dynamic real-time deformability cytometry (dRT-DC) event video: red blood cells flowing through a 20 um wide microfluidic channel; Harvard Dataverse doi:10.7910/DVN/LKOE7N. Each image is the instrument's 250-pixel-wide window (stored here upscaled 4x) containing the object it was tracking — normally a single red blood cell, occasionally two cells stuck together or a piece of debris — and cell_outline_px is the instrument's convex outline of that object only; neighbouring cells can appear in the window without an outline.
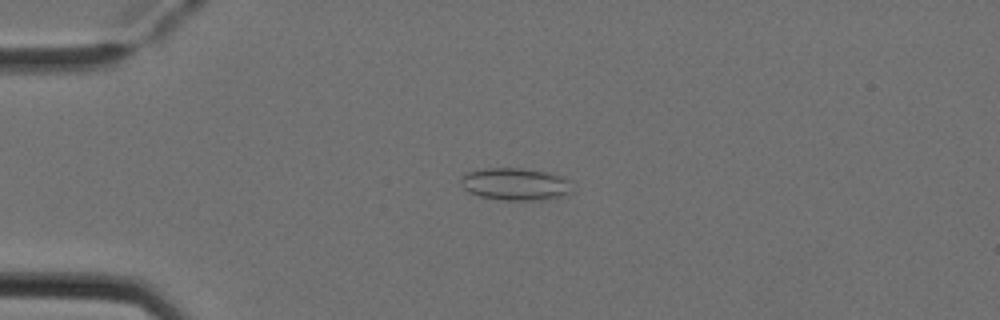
{"species": "Egyptian fruit bat (a non-hibernating species)", "species_latin": "Rousettus aegyptiacus", "temperature_condition": "cold", "stored_images_in_passage": 7, "camera_frame_rate_fps": 3000, "um_per_image_px": 0.085, "animal": {"sex": "female"}, "frame": {"image": 1, "passage_image": 4, "time_ms": 1.0, "image_size_px": [1000, 320], "cell_outline_px": [[568, 196], [544, 200], [504, 200], [480, 196], [468, 192], [464, 188], [460, 180], [468, 172], [484, 168], [520, 168], [544, 172], [560, 176], [568, 180]], "centroid_in_image_um": [43.78, 15.66], "position_along_channel_um": 41.2, "area_um2": 20.69}}
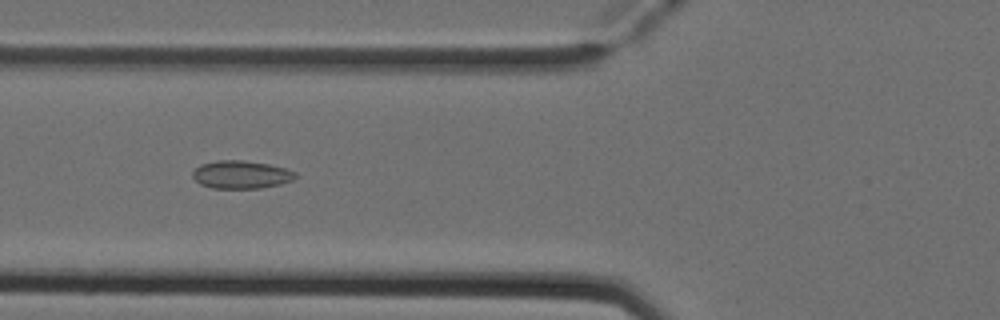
{"frame": {"image": 2, "passage_image": 6, "time_ms": 1.667, "image_size_px": [1000, 320], "cell_outline_px": [[300, 176], [292, 180], [280, 184], [260, 188], [212, 188], [200, 184], [192, 176], [192, 172], [200, 164], [216, 160], [244, 160], [268, 164], [284, 168], [296, 172]], "centroid_in_image_um": [20.5, 14.83], "position_along_channel_um": 105.3, "area_um2": 16.82}}
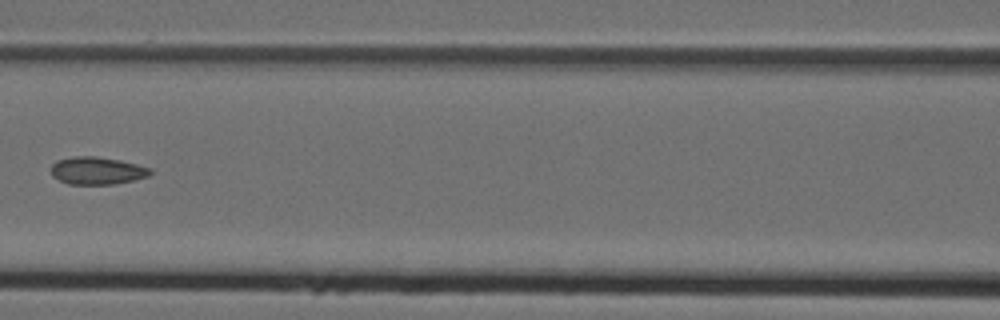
{"frame": {"image": 3, "passage_image": 7, "time_ms": 2.0, "image_size_px": [1000, 320], "cell_outline_px": [[152, 172], [148, 176], [132, 180], [112, 184], [68, 184], [52, 176], [52, 164], [56, 160], [72, 156], [96, 156], [120, 160], [152, 168]], "centroid_in_image_um": [8.24, 14.49], "position_along_channel_um": 158.4, "area_um2": 15.9}}